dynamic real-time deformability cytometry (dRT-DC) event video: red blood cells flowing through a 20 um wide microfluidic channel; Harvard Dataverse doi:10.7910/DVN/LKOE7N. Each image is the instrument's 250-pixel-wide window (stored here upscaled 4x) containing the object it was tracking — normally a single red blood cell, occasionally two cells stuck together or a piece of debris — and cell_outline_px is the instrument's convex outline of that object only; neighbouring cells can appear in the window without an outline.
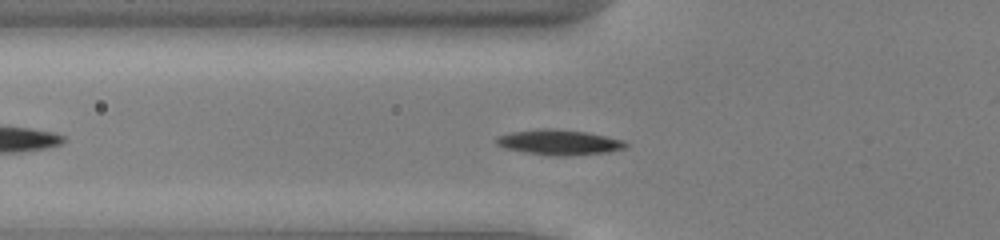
{"species": "common noctule bat (a hibernating species)", "species_latin": "Nyctalus noctula", "temperature_condition": "cold", "stored_images_in_passage": 43, "camera_frame_rate_fps": 3000, "um_per_image_px": 0.085, "animal": {"sex": "male", "body_mass_g": 13.0, "forearm_length_mm": 53.1}, "frame": {"image": 1, "passage_image": 9, "time_ms": 2.667, "image_size_px": [1000, 240], "cell_outline_px": [[632, 144], [624, 148], [608, 152], [572, 156], [556, 156], [524, 152], [504, 148], [496, 144], [496, 136], [512, 132], [540, 128], [548, 128], [584, 132], [624, 140]], "centroid_in_image_um": [47.53, 12.1], "position_along_channel_um": 78.3, "area_um2": 19.07}}
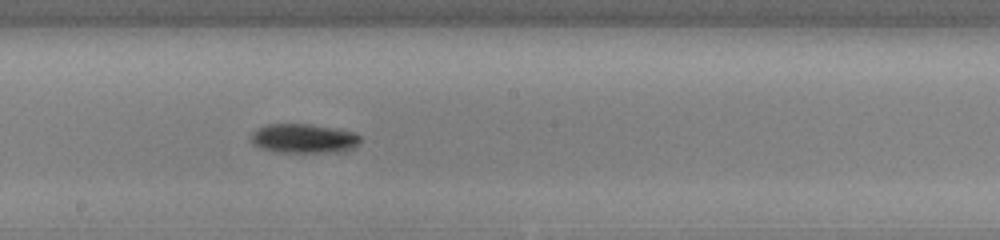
{"frame": {"image": 2, "passage_image": 20, "time_ms": 6.333, "image_size_px": [1000, 240], "cell_outline_px": [[364, 140], [348, 148], [336, 152], [276, 152], [260, 148], [252, 144], [252, 132], [256, 128], [264, 124], [312, 124], [352, 132], [360, 136]], "centroid_in_image_um": [25.75, 11.76], "position_along_channel_um": 222.5, "area_um2": 18.55}}
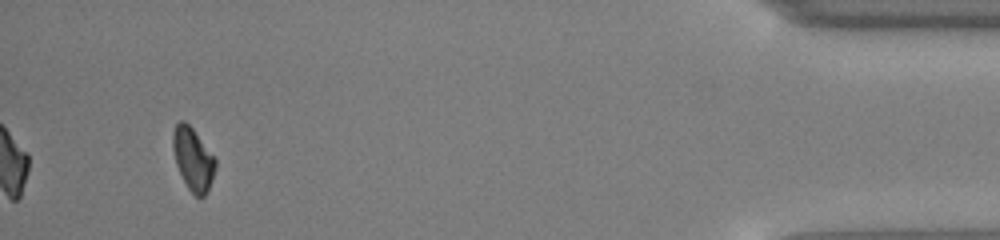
{"frame": {"image": 3, "passage_image": 40, "time_ms": 13.0, "image_size_px": [1000, 240], "cell_outline_px": [[216, 168], [212, 180], [204, 196], [200, 200], [188, 188], [176, 164], [172, 148], [172, 132], [176, 124], [180, 120], [184, 120], [192, 128], [216, 160]], "centroid_in_image_um": [16.39, 13.52], "position_along_channel_um": 418.8, "area_um2": 15.37}, "authors_computed_cell_mechanics": {"area_um2": 17.1088, "velocity_mm_per_s": 3.9314, "shape_relaxation_time_tau1_ms": 1.8892, "shape_relaxation_time_tau2_ms": null, "deformation_change_tau1": 0.0915, "deformation_change_tau2": null}}